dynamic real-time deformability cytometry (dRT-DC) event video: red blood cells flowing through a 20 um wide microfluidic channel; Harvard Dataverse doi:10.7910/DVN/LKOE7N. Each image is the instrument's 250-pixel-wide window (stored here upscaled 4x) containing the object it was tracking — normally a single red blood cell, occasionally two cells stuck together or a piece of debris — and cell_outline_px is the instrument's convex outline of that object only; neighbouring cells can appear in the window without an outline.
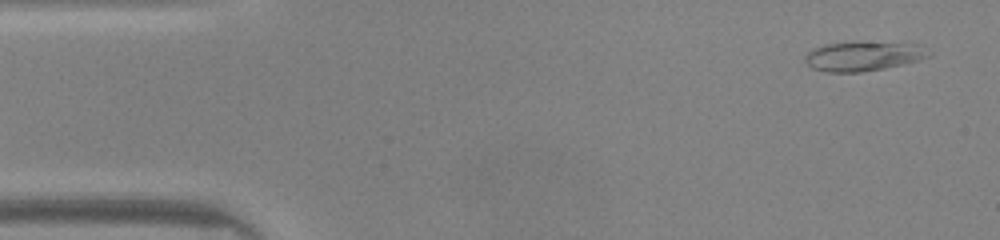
{"species": "common noctule bat (a hibernating species)", "species_latin": "Nyctalus noctula", "temperature_condition": "warm", "stored_images_in_passage": 46, "camera_frame_rate_fps": 3000, "um_per_image_px": 0.085, "animal": {"sex": "male", "body_mass_g": 20.0, "forearm_length_mm": 53.3}, "frame": {"image": 1, "passage_image": 1, "time_ms": 0.0, "image_size_px": [1000, 240], "cell_outline_px": [[932, 56], [884, 68], [860, 72], [828, 72], [812, 68], [804, 60], [804, 56], [812, 48], [824, 44], [856, 40], [920, 44], [932, 52]], "centroid_in_image_um": [73.37, 4.73], "position_along_channel_um": 11.6, "area_um2": 21.79}}
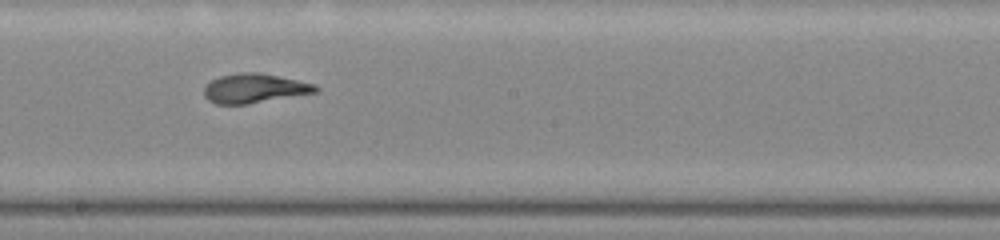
{"frame": {"image": 2, "passage_image": 24, "time_ms": 7.667, "image_size_px": [1000, 240], "cell_outline_px": [[320, 88], [316, 92], [244, 104], [216, 104], [208, 100], [204, 96], [204, 84], [220, 76], [236, 72], [260, 72], [316, 84]], "centroid_in_image_um": [21.59, 7.49], "position_along_channel_um": 226.6, "area_um2": 19.02}}
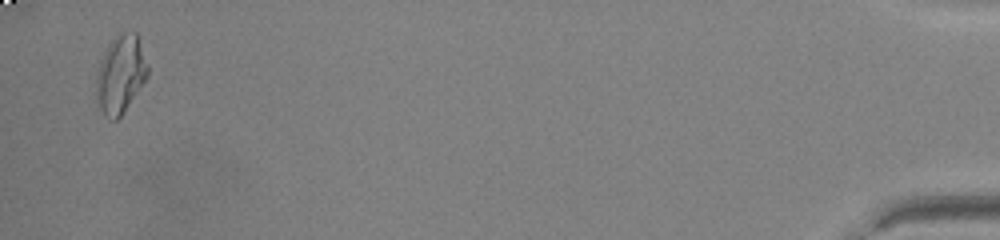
{"frame": {"image": 3, "passage_image": 45, "time_ms": 14.667, "image_size_px": [1000, 240], "cell_outline_px": [[148, 76], [120, 116], [116, 120], [112, 120], [96, 108], [96, 76], [100, 60], [108, 44], [112, 40], [124, 32], [136, 32], [148, 64]], "centroid_in_image_um": [10.22, 6.33], "position_along_channel_um": 425.0, "area_um2": 23.24}, "authors_computed_cell_mechanics": {"area_um2": 19.7387, "velocity_mm_per_s": 4.1773, "shape_relaxation_time_tau1_ms": 7.4834, "shape_relaxation_time_tau2_ms": 1.5125, "deformation_change_tau1": 0.3118, "deformation_change_tau2": 0.0846}}